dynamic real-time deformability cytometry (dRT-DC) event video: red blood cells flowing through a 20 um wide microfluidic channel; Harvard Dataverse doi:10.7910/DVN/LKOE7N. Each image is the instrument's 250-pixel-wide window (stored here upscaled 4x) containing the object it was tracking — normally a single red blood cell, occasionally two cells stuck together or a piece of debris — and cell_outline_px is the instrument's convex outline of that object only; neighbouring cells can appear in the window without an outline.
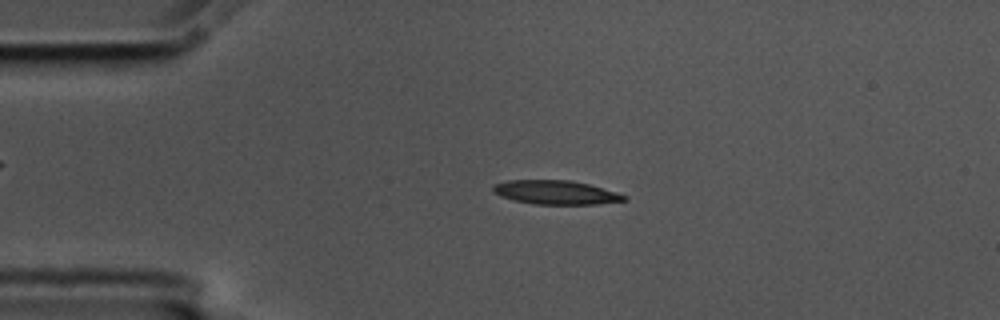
{"species": "common noctule bat (a hibernating species)", "species_latin": "Nyctalus noctula", "temperature_condition": "cold", "stored_images_in_passage": 55, "camera_frame_rate_fps": 3000, "um_per_image_px": 0.085, "animal": {"sex": "male", "body_mass_g": 17.5, "forearm_length_mm": 52.3}, "frame": {"image": 1, "passage_image": 12, "time_ms": 3.667, "image_size_px": [1000, 320], "cell_outline_px": [[628, 200], [596, 204], [536, 204], [516, 200], [500, 196], [492, 192], [492, 188], [496, 184], [508, 180], [572, 180], [588, 184], [616, 192], [628, 196]], "centroid_in_image_um": [47.26, 16.35], "position_along_channel_um": 37.7, "area_um2": 18.15}}
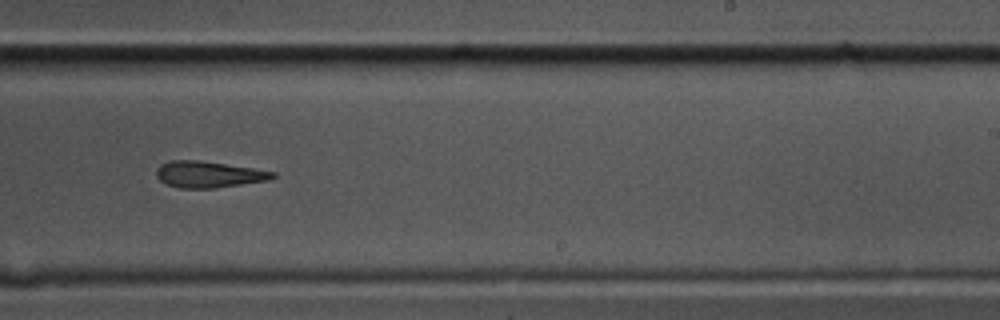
{"frame": {"image": 2, "passage_image": 34, "time_ms": 11.0, "image_size_px": [1000, 320], "cell_outline_px": [[276, 176], [268, 180], [216, 188], [180, 188], [168, 184], [160, 180], [156, 176], [156, 168], [160, 164], [172, 160], [196, 160], [252, 168], [276, 172]], "centroid_in_image_um": [17.71, 14.82], "position_along_channel_um": 271.3, "area_um2": 17.69}}
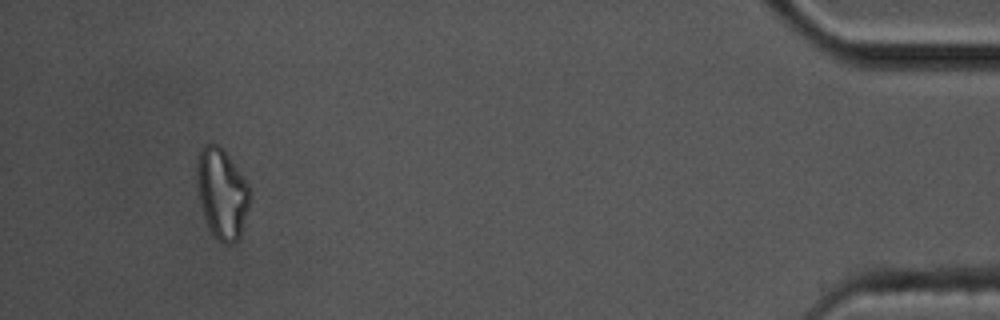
{"frame": {"image": 3, "passage_image": 52, "time_ms": 17.0, "image_size_px": [1000, 320], "cell_outline_px": [[252, 196], [240, 236], [232, 244], [224, 244], [216, 240], [208, 228], [200, 200], [196, 184], [196, 164], [200, 148], [204, 144], [216, 144], [228, 156], [248, 184], [252, 192]], "centroid_in_image_um": [18.86, 16.47], "position_along_channel_um": 416.3, "area_um2": 27.92}, "authors_computed_cell_mechanics": {"area_um2": 18.496, "velocity_mm_per_s": 3.5947, "shape_relaxation_time_tau1_ms": 7.5906, "shape_relaxation_time_tau2_ms": 1.7737, "deformation_change_tau1": 0.2337, "deformation_change_tau2": 0.1264}}